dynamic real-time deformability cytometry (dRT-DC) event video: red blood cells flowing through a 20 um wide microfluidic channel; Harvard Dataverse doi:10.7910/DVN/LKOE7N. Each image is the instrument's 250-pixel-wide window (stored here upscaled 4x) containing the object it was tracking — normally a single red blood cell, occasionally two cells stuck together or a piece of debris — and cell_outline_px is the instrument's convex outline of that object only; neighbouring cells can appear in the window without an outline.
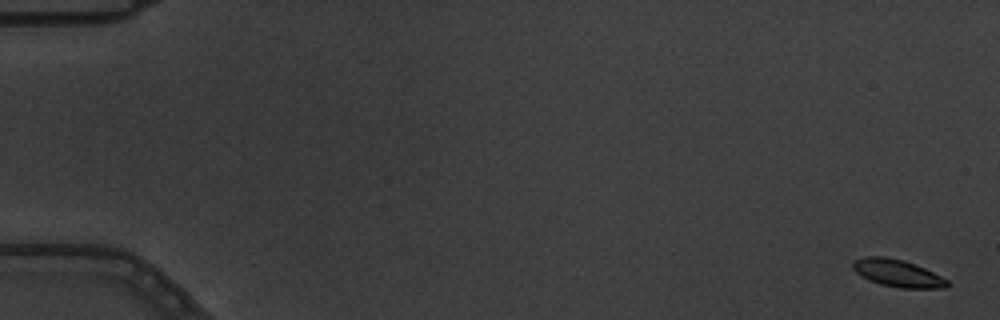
{"species": "common noctule bat (a hibernating species)", "species_latin": "Nyctalus noctula", "temperature_condition": "warm", "stored_images_in_passage": 6, "camera_frame_rate_fps": 3000, "um_per_image_px": 0.085, "animal": {"sex": "male", "body_mass_g": 19.5, "forearm_length_mm": 54.6}, "frame": {"image": 1, "passage_image": 1, "time_ms": 0.0, "image_size_px": [1000, 320], "cell_outline_px": [[948, 288], [900, 288], [880, 284], [868, 280], [860, 276], [852, 268], [852, 264], [856, 260], [864, 256], [884, 256], [904, 260], [924, 268], [948, 280]], "centroid_in_image_um": [76.27, 23.22], "position_along_channel_um": 8.7, "area_um2": 15.03}}
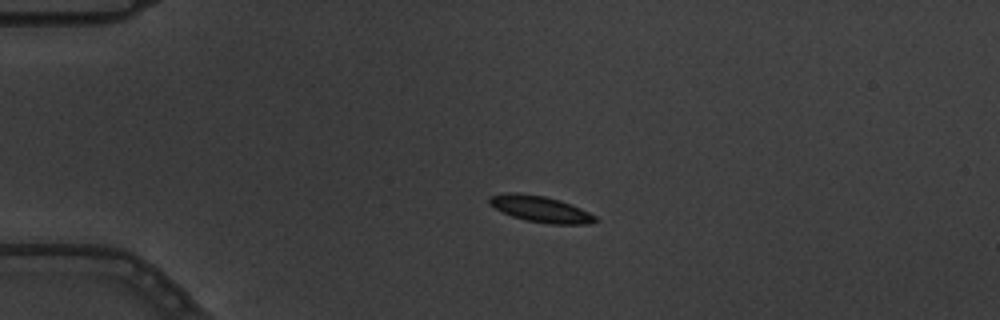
{"frame": {"image": 2, "passage_image": 5, "time_ms": 1.333, "image_size_px": [1000, 320], "cell_outline_px": [[600, 220], [588, 224], [548, 224], [524, 220], [512, 216], [488, 204], [488, 196], [504, 192], [516, 192], [544, 196], [560, 200], [580, 208], [596, 216]], "centroid_in_image_um": [45.92, 17.76], "position_along_channel_um": 39.1, "area_um2": 16.3}}